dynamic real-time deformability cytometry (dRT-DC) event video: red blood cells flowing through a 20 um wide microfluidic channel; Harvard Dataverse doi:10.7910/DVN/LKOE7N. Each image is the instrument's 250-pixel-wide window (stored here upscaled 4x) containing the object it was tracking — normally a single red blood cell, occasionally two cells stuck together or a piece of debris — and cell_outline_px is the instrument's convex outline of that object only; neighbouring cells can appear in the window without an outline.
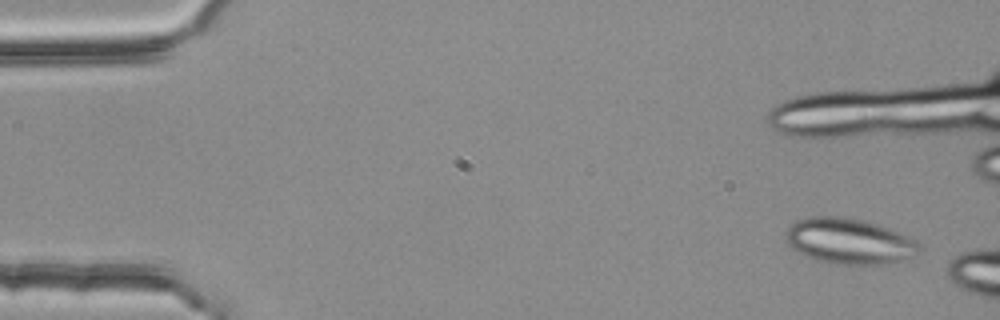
{"species": "common noctule bat (a hibernating species)", "species_latin": "Nyctalus noctula", "temperature_condition": "room temperature", "stored_images_in_passage": 3, "camera_frame_rate_fps": 3000, "um_per_image_px": 0.085, "animal": {"sex": "female", "body_mass_g": 25.1}, "frame": {"image": 1, "passage_image": 1, "time_ms": 0.0, "image_size_px": [1000, 320], "cell_outline_px": [[920, 252], [916, 256], [884, 264], [832, 264], [816, 260], [804, 256], [796, 252], [788, 244], [784, 236], [784, 232], [796, 220], [812, 216], [840, 216], [864, 220], [888, 228], [908, 236], [916, 240], [920, 248]], "centroid_in_image_um": [72.14, 20.5], "position_along_channel_um": 12.9, "area_um2": 35.78}}